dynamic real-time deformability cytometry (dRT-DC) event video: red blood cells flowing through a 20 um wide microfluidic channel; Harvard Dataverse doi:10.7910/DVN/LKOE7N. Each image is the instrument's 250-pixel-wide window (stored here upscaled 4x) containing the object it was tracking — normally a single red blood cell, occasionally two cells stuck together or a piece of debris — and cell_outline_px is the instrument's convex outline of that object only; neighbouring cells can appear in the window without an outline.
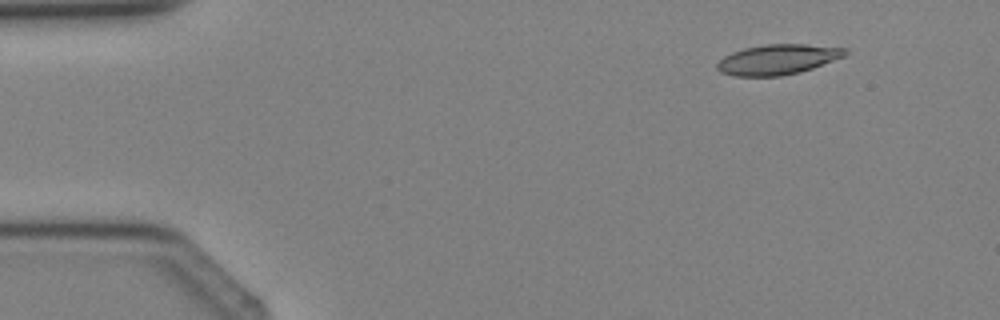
{"species": "Egyptian fruit bat (a non-hibernating species)", "species_latin": "Rousettus aegyptiacus", "temperature_condition": "cold", "stored_images_in_passage": 4, "camera_frame_rate_fps": 3000, "um_per_image_px": 0.085, "animal": {"sex": "female"}, "frame": {"image": 1, "passage_image": 2, "time_ms": 1.333, "image_size_px": [1000, 320], "cell_outline_px": [[848, 52], [844, 56], [812, 68], [800, 72], [780, 76], [736, 76], [720, 72], [716, 68], [716, 64], [724, 56], [732, 52], [744, 48], [764, 44], [804, 44], [848, 48]], "centroid_in_image_um": [66.09, 5.05], "position_along_channel_um": 18.9, "area_um2": 22.48}}